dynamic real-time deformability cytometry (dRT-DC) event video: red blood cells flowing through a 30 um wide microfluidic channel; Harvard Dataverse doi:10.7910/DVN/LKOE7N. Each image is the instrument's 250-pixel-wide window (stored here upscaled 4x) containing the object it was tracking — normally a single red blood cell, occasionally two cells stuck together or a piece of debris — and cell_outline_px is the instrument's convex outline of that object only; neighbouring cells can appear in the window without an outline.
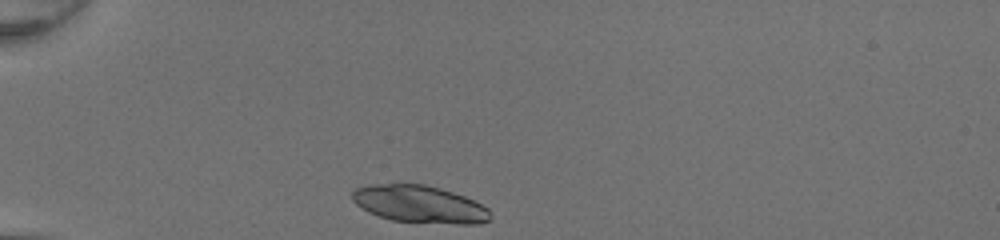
{"species": "common noctule bat (a hibernating species)", "species_latin": "Nyctalus noctula", "temperature_condition": "room temperature", "stored_images_in_passage": 30, "camera_frame_rate_fps": 3000, "um_per_image_px": 0.085, "animal": {"sex": "female", "body_mass_g": 20.0, "forearm_length_mm": 54.0}, "frame": {"image": 1, "passage_image": 1, "time_ms": 0.0, "image_size_px": [1000, 240], "cell_outline_px": [[492, 220], [480, 224], [460, 224], [392, 220], [368, 212], [356, 204], [352, 200], [352, 192], [356, 188], [368, 184], [424, 184], [440, 188], [464, 196], [488, 208]], "centroid_in_image_um": [35.66, 17.35], "position_along_channel_um": 49.3, "area_um2": 29.94}}
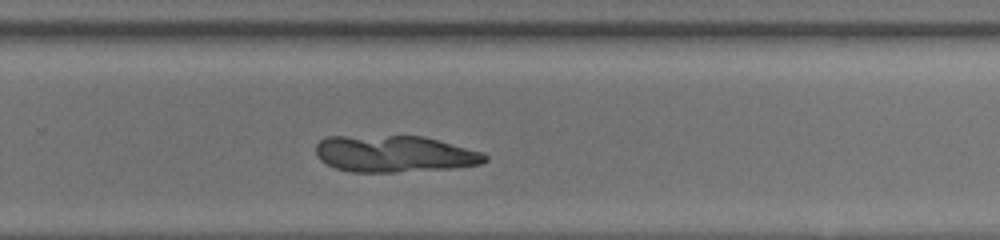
{"frame": {"image": 2, "passage_image": 21, "time_ms": 6.667, "image_size_px": [1000, 240], "cell_outline_px": [[488, 160], [480, 164], [452, 168], [396, 172], [352, 172], [336, 168], [320, 160], [316, 156], [316, 144], [320, 140], [328, 136], [424, 136], [480, 152], [488, 156]], "centroid_in_image_um": [33.49, 13.08], "position_along_channel_um": 296.3, "area_um2": 36.01}}
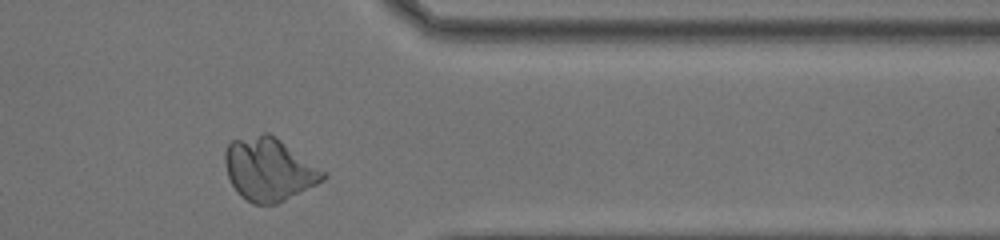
{"frame": {"image": 3, "passage_image": 28, "time_ms": 9.0, "image_size_px": [1000, 240], "cell_outline_px": [[328, 176], [324, 180], [276, 204], [252, 204], [240, 196], [236, 192], [228, 176], [224, 164], [224, 152], [228, 144], [232, 140], [264, 132], [268, 132], [276, 136], [328, 172]], "centroid_in_image_um": [22.87, 14.38], "position_along_channel_um": 388.5, "area_um2": 36.36}}